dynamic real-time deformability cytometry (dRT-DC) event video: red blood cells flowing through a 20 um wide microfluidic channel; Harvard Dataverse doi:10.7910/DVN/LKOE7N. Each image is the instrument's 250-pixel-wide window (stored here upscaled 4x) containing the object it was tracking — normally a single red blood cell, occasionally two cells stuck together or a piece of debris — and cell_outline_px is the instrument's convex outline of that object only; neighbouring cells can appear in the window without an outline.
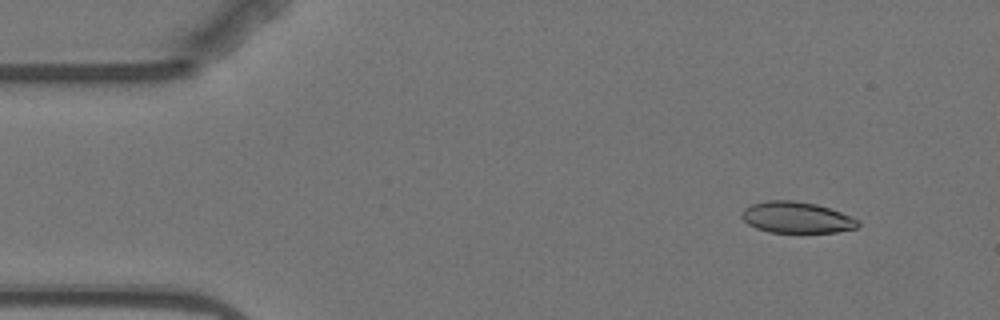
{"species": "Egyptian fruit bat (a non-hibernating species)", "species_latin": "Rousettus aegyptiacus", "temperature_condition": "warm", "stored_images_in_passage": 5, "camera_frame_rate_fps": 3000, "um_per_image_px": 0.085, "animal": {"sex": "female"}, "frame": {"image": 1, "passage_image": 1, "time_ms": 0.0, "image_size_px": [1000, 320], "cell_outline_px": [[860, 224], [856, 228], [836, 232], [768, 232], [756, 228], [748, 224], [740, 216], [740, 212], [744, 208], [752, 204], [768, 200], [792, 200], [816, 204], [852, 216], [860, 220]], "centroid_in_image_um": [67.7, 18.48], "position_along_channel_um": 17.3, "area_um2": 21.21}}
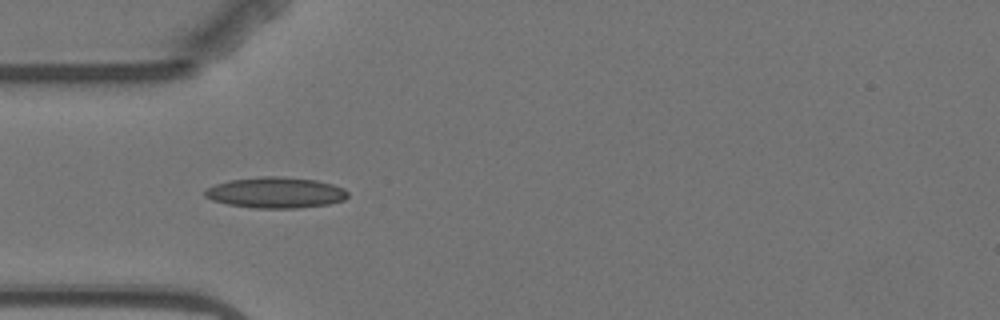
{"frame": {"image": 2, "passage_image": 4, "time_ms": 3.667, "image_size_px": [1000, 320], "cell_outline_px": [[348, 196], [344, 200], [328, 204], [296, 208], [256, 208], [228, 204], [212, 200], [204, 196], [204, 192], [208, 188], [216, 184], [232, 180], [264, 176], [280, 176], [316, 180], [332, 184], [344, 188], [348, 192]], "centroid_in_image_um": [23.46, 16.37], "position_along_channel_um": 61.5, "area_um2": 25.55}}
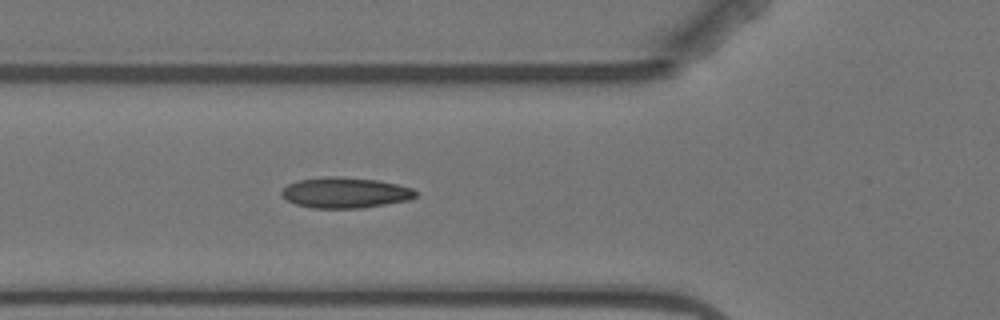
{"frame": {"image": 3, "passage_image": 5, "time_ms": 4.667, "image_size_px": [1000, 320], "cell_outline_px": [[416, 196], [408, 200], [360, 208], [312, 208], [296, 204], [288, 200], [280, 192], [288, 184], [296, 180], [328, 176], [332, 176], [376, 180], [396, 184], [412, 188], [416, 192]], "centroid_in_image_um": [29.31, 16.38], "position_along_channel_um": 96.5, "area_um2": 23.64}}